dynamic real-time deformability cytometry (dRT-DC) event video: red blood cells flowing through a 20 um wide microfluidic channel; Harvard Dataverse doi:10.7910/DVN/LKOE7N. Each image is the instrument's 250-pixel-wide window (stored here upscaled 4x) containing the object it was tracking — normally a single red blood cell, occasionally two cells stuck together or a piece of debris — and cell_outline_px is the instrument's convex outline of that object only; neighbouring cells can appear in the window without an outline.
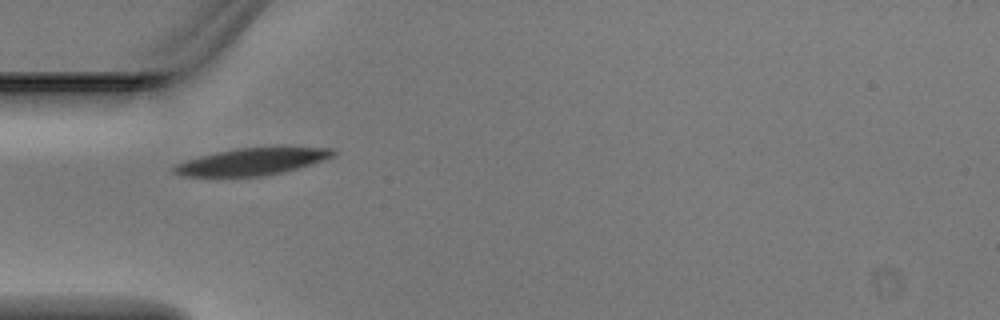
{"species": "Egyptian fruit bat (a non-hibernating species)", "species_latin": "Rousettus aegyptiacus", "temperature_condition": "warm", "stored_images_in_passage": 2, "camera_frame_rate_fps": 3000, "um_per_image_px": 0.085, "animal": {"sex": "male"}, "frame": {"image": 1, "passage_image": 1, "time_ms": 0.0, "image_size_px": [1000, 320], "cell_outline_px": [[336, 156], [312, 164], [284, 172], [264, 176], [180, 176], [172, 172], [172, 168], [176, 164], [200, 156], [216, 152], [240, 148], [280, 144], [336, 148]], "centroid_in_image_um": [21.59, 13.68], "position_along_channel_um": 63.4, "area_um2": 26.13}}
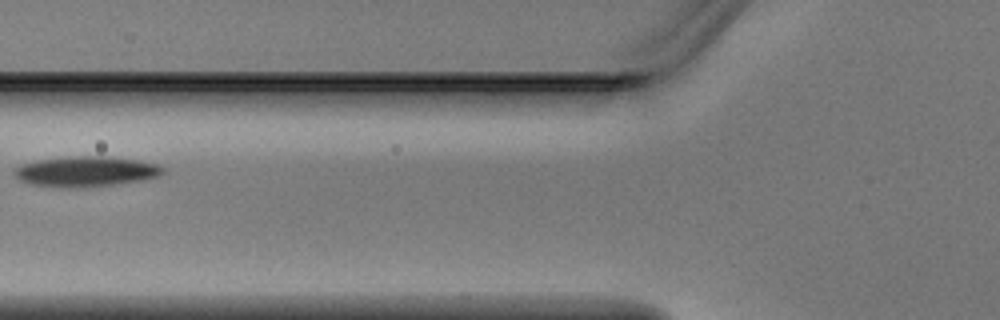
{"frame": {"image": 2, "passage_image": 2, "time_ms": 0.333, "image_size_px": [1000, 320], "cell_outline_px": [[164, 172], [156, 176], [140, 180], [112, 184], [68, 188], [64, 188], [32, 184], [20, 180], [16, 176], [16, 168], [20, 164], [40, 160], [72, 156], [108, 156], [136, 160], [156, 164], [164, 168]], "centroid_in_image_um": [7.28, 14.56], "position_along_channel_um": 118.5, "area_um2": 25.66}}